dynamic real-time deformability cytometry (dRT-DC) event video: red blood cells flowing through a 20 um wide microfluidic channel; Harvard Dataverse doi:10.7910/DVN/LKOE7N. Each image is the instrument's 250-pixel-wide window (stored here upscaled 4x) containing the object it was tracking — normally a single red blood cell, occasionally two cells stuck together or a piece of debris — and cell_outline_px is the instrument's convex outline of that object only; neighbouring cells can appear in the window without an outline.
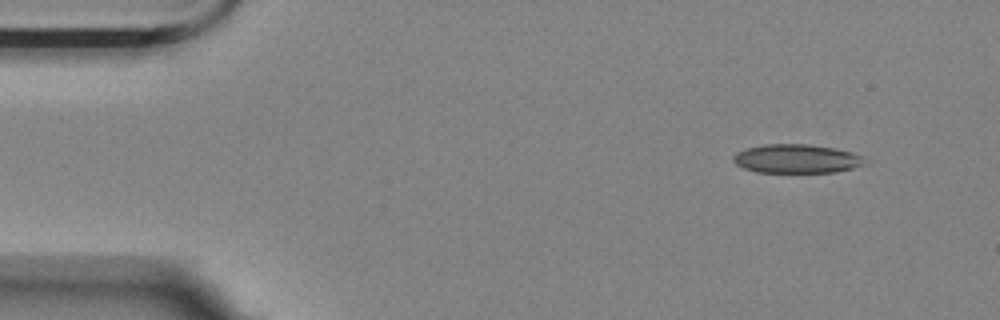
{"species": "Egyptian fruit bat (a non-hibernating species)", "species_latin": "Rousettus aegyptiacus", "temperature_condition": "room temperature", "stored_images_in_passage": 5, "segment_of_instrument_passage": [2, 2], "camera_frame_rate_fps": 3000, "um_per_image_px": 0.085, "animal": {"sex": "female"}, "frame": {"image": 1, "passage_image": 5, "time_ms": 1.333, "image_size_px": [1000, 320], "cell_outline_px": [[872, 160], [868, 164], [836, 172], [756, 172], [744, 168], [736, 164], [732, 160], [732, 156], [736, 152], [748, 148], [764, 144], [808, 144], [836, 148], [852, 152], [864, 156]], "centroid_in_image_um": [67.79, 13.49], "position_along_channel_um": 17.2, "area_um2": 22.48}}